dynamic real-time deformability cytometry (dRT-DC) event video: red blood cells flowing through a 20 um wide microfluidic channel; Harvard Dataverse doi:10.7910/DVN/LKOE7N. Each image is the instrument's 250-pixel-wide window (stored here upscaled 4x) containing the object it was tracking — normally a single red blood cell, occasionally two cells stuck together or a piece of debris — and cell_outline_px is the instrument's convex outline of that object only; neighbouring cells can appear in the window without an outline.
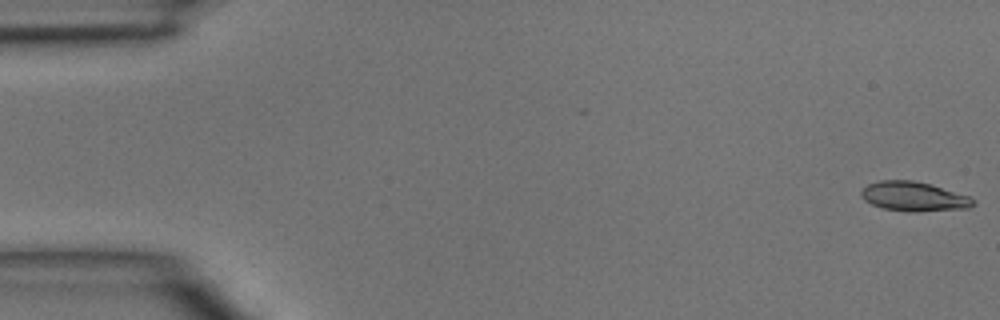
{"species": "common noctule bat (a hibernating species)", "species_latin": "Nyctalus noctula", "temperature_condition": "room temperature", "stored_images_in_passage": 46, "camera_frame_rate_fps": 3000, "um_per_image_px": 0.085, "animal": {"sex": "male", "body_mass_g": 15.6}, "frame": {"image": 1, "passage_image": 1, "time_ms": 0.0, "image_size_px": [1000, 320], "cell_outline_px": [[976, 204], [968, 208], [920, 212], [908, 212], [884, 208], [872, 204], [864, 200], [860, 196], [860, 192], [868, 184], [880, 180], [912, 180], [932, 184], [968, 196], [976, 200]], "centroid_in_image_um": [77.69, 16.7], "position_along_channel_um": 7.3, "area_um2": 19.36}}
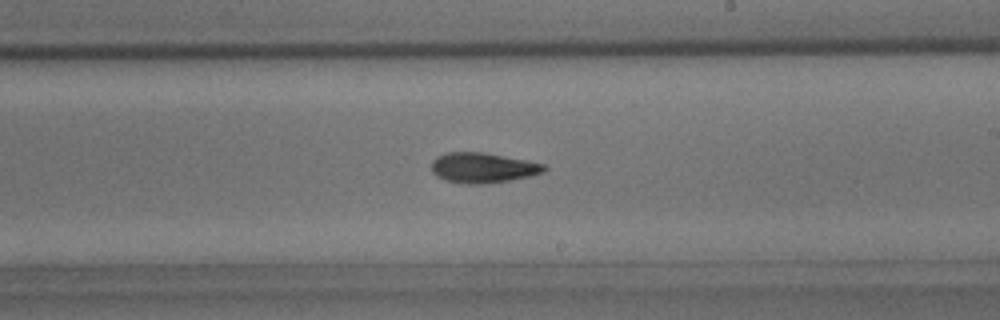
{"frame": {"image": 2, "passage_image": 27, "time_ms": 8.667, "image_size_px": [1000, 320], "cell_outline_px": [[548, 168], [544, 172], [528, 176], [508, 180], [480, 184], [468, 184], [444, 180], [436, 176], [432, 172], [432, 160], [436, 156], [448, 152], [484, 152], [528, 160], [544, 164]], "centroid_in_image_um": [41.02, 14.25], "position_along_channel_um": 248.0, "area_um2": 19.83}}
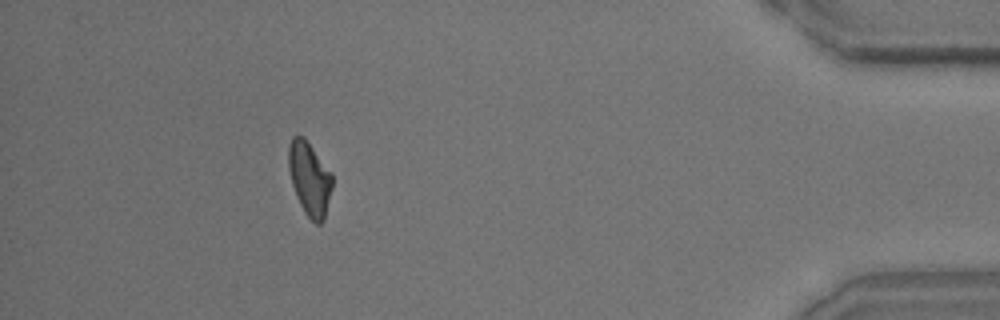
{"frame": {"image": 3, "passage_image": 42, "time_ms": 13.667, "image_size_px": [1000, 320], "cell_outline_px": [[332, 188], [324, 220], [320, 224], [316, 224], [304, 212], [296, 196], [292, 184], [288, 168], [288, 144], [292, 136], [304, 136], [332, 172]], "centroid_in_image_um": [26.31, 15.16], "position_along_channel_um": 408.9, "area_um2": 18.96}}